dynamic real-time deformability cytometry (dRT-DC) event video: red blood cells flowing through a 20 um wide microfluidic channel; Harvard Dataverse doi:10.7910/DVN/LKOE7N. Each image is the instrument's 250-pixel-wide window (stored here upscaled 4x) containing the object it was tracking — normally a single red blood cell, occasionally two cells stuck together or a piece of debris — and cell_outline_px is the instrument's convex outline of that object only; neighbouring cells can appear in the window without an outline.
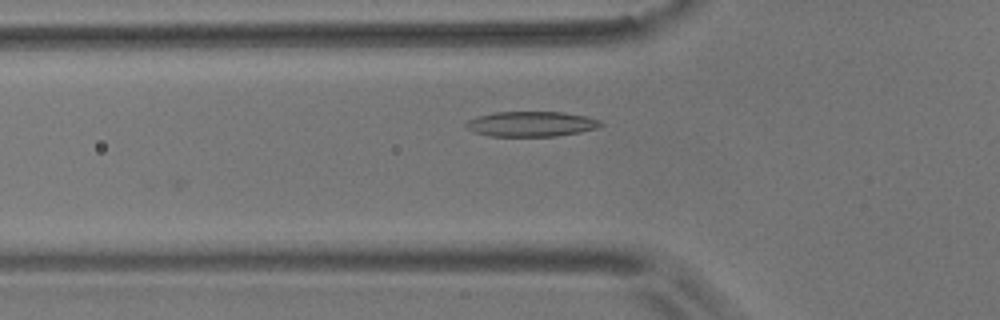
{"species": "common noctule bat (a hibernating species)", "species_latin": "Nyctalus noctula", "temperature_condition": "room temperature", "stored_images_in_passage": 39, "camera_frame_rate_fps": 3000, "um_per_image_px": 0.085, "animal": {"sex": "male", "body_mass_g": 17.9}, "frame": {"image": 1, "passage_image": 2, "time_ms": 0.333, "image_size_px": [1000, 320], "cell_outline_px": [[604, 124], [596, 128], [580, 132], [556, 136], [488, 136], [472, 132], [464, 124], [468, 120], [476, 116], [496, 112], [564, 112], [584, 116], [600, 120]], "centroid_in_image_um": [45.12, 10.54], "position_along_channel_um": 80.7, "area_um2": 19.77}}
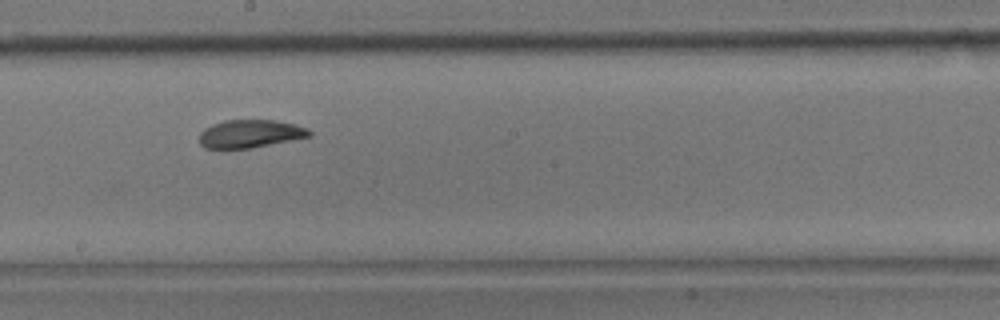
{"frame": {"image": 2, "passage_image": 14, "time_ms": 4.333, "image_size_px": [1000, 320], "cell_outline_px": [[312, 136], [252, 148], [224, 152], [220, 152], [204, 148], [200, 144], [200, 132], [204, 128], [212, 124], [224, 120], [276, 120], [308, 128], [312, 132]], "centroid_in_image_um": [21.18, 11.42], "position_along_channel_um": 227.0, "area_um2": 18.73}}
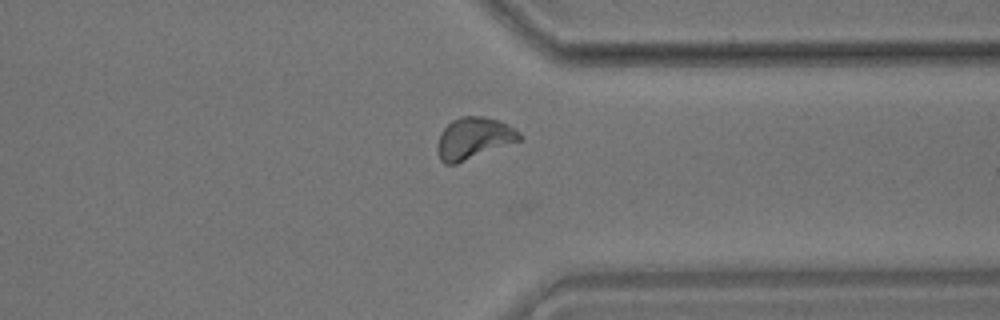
{"frame": {"image": 3, "passage_image": 26, "time_ms": 8.333, "image_size_px": [1000, 320], "cell_outline_px": [[524, 136], [520, 140], [456, 164], [444, 164], [440, 160], [436, 152], [436, 148], [440, 132], [452, 120], [460, 116], [484, 116], [496, 120], [512, 128]], "centroid_in_image_um": [40.2, 11.76], "position_along_channel_um": 371.2, "area_um2": 19.77}, "authors_computed_cell_mechanics": {"area_um2": 18.3226, "velocity_mm_per_s": 3.6499, "shape_relaxation_time_tau1_ms": 3.8585, "shape_relaxation_time_tau2_ms": 1.5909, "deformation_change_tau1": 0.1297, "deformation_change_tau2": 0.0746}}